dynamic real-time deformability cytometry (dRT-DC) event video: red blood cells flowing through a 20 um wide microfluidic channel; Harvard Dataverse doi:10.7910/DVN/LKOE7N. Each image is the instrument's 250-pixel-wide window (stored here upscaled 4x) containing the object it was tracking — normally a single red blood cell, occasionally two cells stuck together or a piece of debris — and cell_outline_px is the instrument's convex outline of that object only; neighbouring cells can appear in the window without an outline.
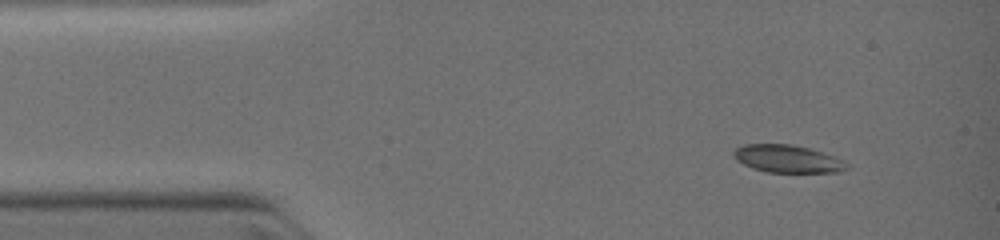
{"species": "common noctule bat (a hibernating species)", "species_latin": "Nyctalus noctula", "temperature_condition": "warm", "stored_images_in_passage": 4, "camera_frame_rate_fps": 3000, "um_per_image_px": 0.085, "animal": {"sex": "female", "body_mass_g": 19.0, "forearm_length_mm": 51.5}, "frame": {"image": 1, "passage_image": 1, "time_ms": 0.0, "image_size_px": [1000, 240], "cell_outline_px": [[844, 168], [832, 172], [768, 172], [744, 164], [732, 152], [736, 148], [744, 144], [788, 144], [808, 148], [820, 152], [836, 160]], "centroid_in_image_um": [66.77, 13.48], "position_along_channel_um": 18.2, "area_um2": 16.94}}
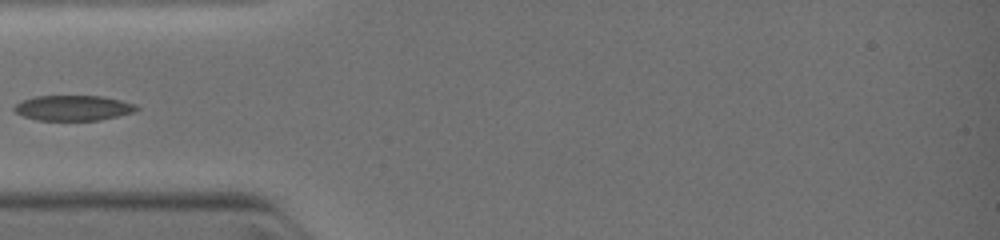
{"frame": {"image": 2, "passage_image": 4, "time_ms": 2.667, "image_size_px": [1000, 240], "cell_outline_px": [[140, 108], [132, 112], [116, 116], [96, 120], [40, 120], [24, 116], [16, 112], [12, 108], [16, 104], [24, 100], [36, 96], [100, 96], [120, 100], [132, 104]], "centroid_in_image_um": [6.19, 9.17], "position_along_channel_um": 78.8, "area_um2": 17.57}}